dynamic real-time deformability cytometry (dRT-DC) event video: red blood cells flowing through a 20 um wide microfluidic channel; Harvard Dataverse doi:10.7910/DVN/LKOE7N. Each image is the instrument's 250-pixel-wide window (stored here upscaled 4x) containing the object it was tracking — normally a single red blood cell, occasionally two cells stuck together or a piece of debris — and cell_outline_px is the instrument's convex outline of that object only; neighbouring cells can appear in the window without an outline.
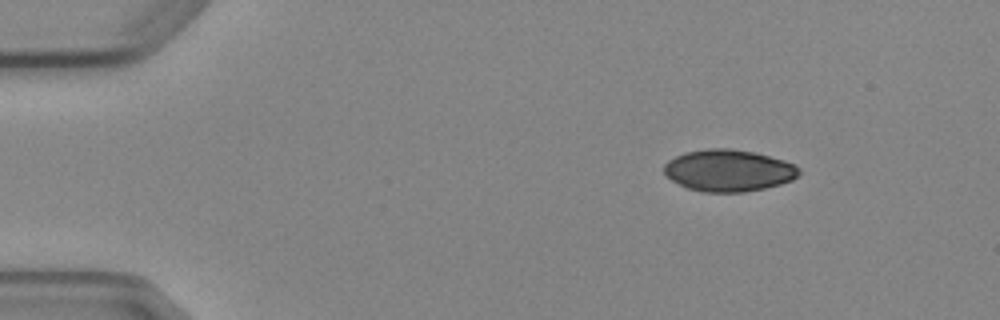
{"species": "Egyptian fruit bat (a non-hibernating species)", "species_latin": "Rousettus aegyptiacus", "temperature_condition": "cold", "stored_images_in_passage": 4, "camera_frame_rate_fps": 3000, "um_per_image_px": 0.085, "animal": {"sex": "female"}, "frame": {"image": 1, "passage_image": 4, "time_ms": 4.0, "image_size_px": [1000, 320], "cell_outline_px": [[800, 172], [792, 180], [780, 184], [764, 188], [744, 192], [704, 192], [688, 188], [672, 180], [664, 172], [664, 164], [668, 160], [684, 152], [708, 148], [728, 148], [756, 152], [784, 160], [796, 164], [800, 168]], "centroid_in_image_um": [61.94, 14.48], "position_along_channel_um": 23.1, "area_um2": 32.95}}